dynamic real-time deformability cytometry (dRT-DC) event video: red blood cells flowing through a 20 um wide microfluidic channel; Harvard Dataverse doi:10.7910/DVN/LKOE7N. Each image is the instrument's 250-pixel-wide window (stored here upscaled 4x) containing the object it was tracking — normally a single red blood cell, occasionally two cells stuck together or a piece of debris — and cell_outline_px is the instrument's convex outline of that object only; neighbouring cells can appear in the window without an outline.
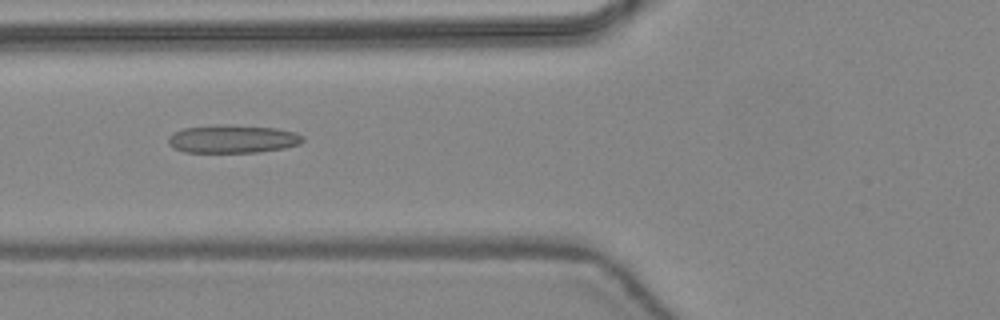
{"species": "common noctule bat (a hibernating species)", "species_latin": "Nyctalus noctula", "temperature_condition": "warm", "stored_images_in_passage": 47, "camera_frame_rate_fps": 3000, "um_per_image_px": 0.085, "animal": {"sex": "female", "body_mass_g": 24.6, "forearm_length_mm": 56.2}, "frame": {"image": 1, "passage_image": 19, "time_ms": 6.0, "image_size_px": [1000, 320], "cell_outline_px": [[304, 140], [300, 144], [284, 148], [256, 152], [184, 152], [172, 148], [168, 144], [168, 136], [172, 132], [184, 128], [276, 128], [296, 132], [304, 136]], "centroid_in_image_um": [19.78, 11.87], "position_along_channel_um": 106.0, "area_um2": 20.87}}
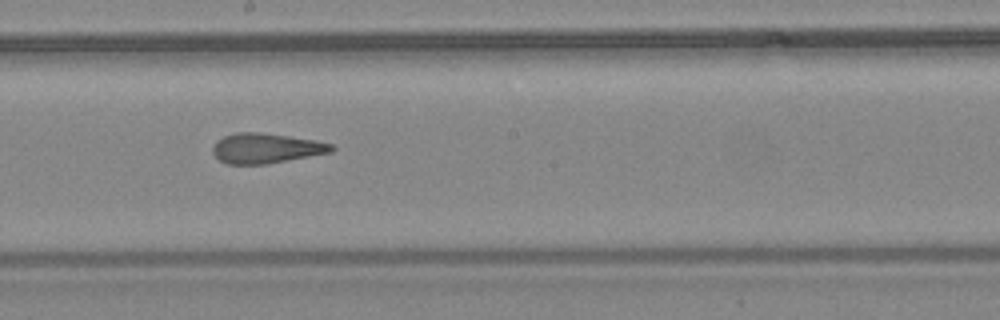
{"frame": {"image": 2, "passage_image": 27, "time_ms": 8.667, "image_size_px": [1000, 320], "cell_outline_px": [[336, 148], [332, 152], [264, 164], [228, 164], [220, 160], [212, 152], [212, 144], [216, 140], [224, 136], [236, 132], [260, 132], [316, 140], [332, 144]], "centroid_in_image_um": [22.59, 12.59], "position_along_channel_um": 225.6, "area_um2": 20.75}}
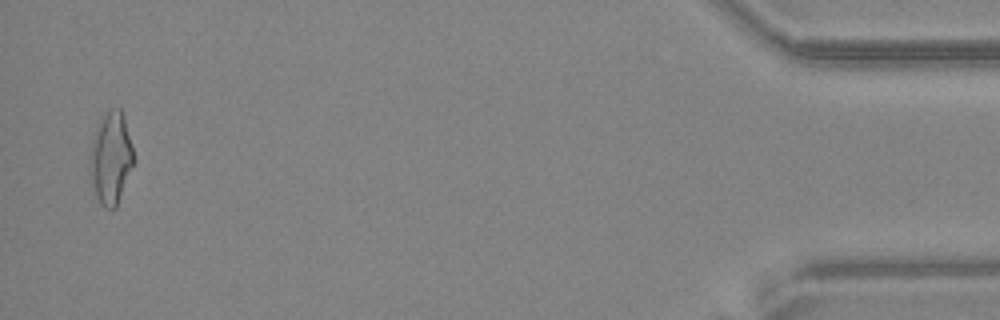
{"frame": {"image": 3, "passage_image": 46, "time_ms": 15.0, "image_size_px": [1000, 320], "cell_outline_px": [[132, 164], [116, 208], [104, 208], [100, 204], [96, 196], [88, 172], [88, 156], [96, 128], [100, 120], [112, 108], [120, 108], [124, 116], [132, 148]], "centroid_in_image_um": [9.37, 13.46], "position_along_channel_um": 425.8, "area_um2": 23.12}, "authors_computed_cell_mechanics": {"area_um2": 21.675, "velocity_mm_per_s": 4.4573, "shape_relaxation_time_tau1_ms": null, "shape_relaxation_time_tau2_ms": 1.3376, "deformation_change_tau1": null, "deformation_change_tau2": 0.1078}}